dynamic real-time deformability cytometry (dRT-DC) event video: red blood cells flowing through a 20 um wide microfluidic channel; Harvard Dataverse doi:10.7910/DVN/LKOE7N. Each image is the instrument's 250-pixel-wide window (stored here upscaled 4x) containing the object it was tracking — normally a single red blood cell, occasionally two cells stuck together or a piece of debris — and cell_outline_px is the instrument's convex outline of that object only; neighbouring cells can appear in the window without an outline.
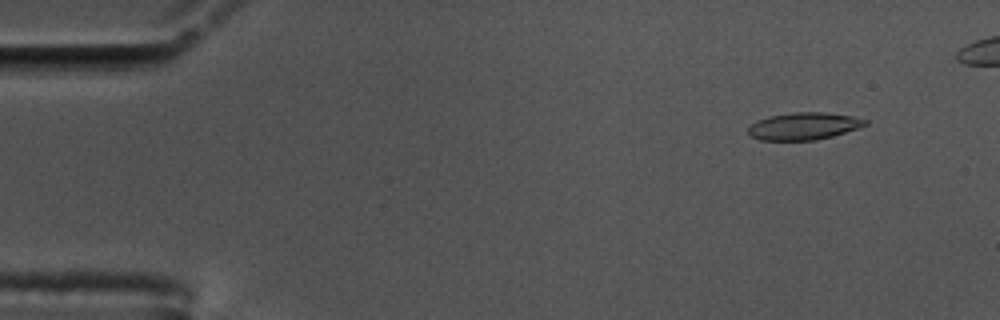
{"species": "common noctule bat (a hibernating species)", "species_latin": "Nyctalus noctula", "temperature_condition": "cold", "stored_images_in_passage": 55, "camera_frame_rate_fps": 3000, "um_per_image_px": 0.085, "animal": {"sex": "male", "body_mass_g": 17.5, "forearm_length_mm": 52.3}, "frame": {"image": 1, "passage_image": 6, "time_ms": 1.667, "image_size_px": [1000, 320], "cell_outline_px": [[868, 124], [832, 136], [816, 140], [760, 140], [752, 136], [748, 132], [748, 128], [752, 124], [768, 116], [792, 112], [824, 112], [852, 116], [868, 120]], "centroid_in_image_um": [68.32, 10.71], "position_along_channel_um": 16.7, "area_um2": 18.38}}
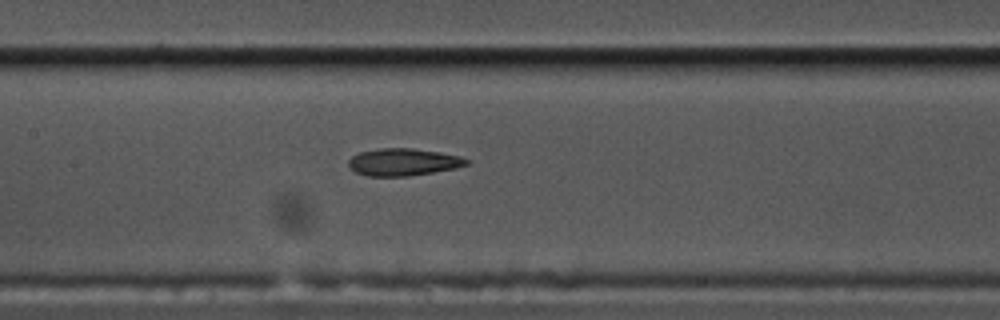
{"frame": {"image": 2, "passage_image": 28, "time_ms": 9.0, "image_size_px": [1000, 320], "cell_outline_px": [[472, 160], [468, 164], [456, 168], [408, 176], [368, 176], [356, 172], [348, 164], [348, 160], [352, 156], [360, 152], [380, 148], [412, 148], [440, 152], [460, 156]], "centroid_in_image_um": [34.31, 13.77], "position_along_channel_um": 173.1, "area_um2": 18.73}}
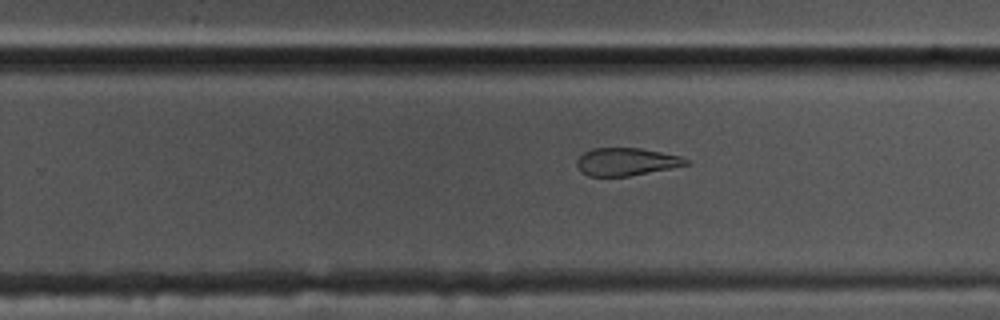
{"frame": {"image": 3, "passage_image": 37, "time_ms": 12.0, "image_size_px": [1000, 320], "cell_outline_px": [[692, 164], [672, 168], [628, 176], [588, 176], [580, 172], [576, 164], [576, 160], [584, 152], [592, 148], [640, 148], [680, 156], [688, 160]], "centroid_in_image_um": [53.22, 13.75], "position_along_channel_um": 276.6, "area_um2": 17.69}, "authors_computed_cell_mechanics": {"area_um2": 19.1896, "velocity_mm_per_s": 3.4587, "shape_relaxation_time_tau1_ms": null, "shape_relaxation_time_tau2_ms": 2.7661, "deformation_change_tau1": null, "deformation_change_tau2": 0.0983}}